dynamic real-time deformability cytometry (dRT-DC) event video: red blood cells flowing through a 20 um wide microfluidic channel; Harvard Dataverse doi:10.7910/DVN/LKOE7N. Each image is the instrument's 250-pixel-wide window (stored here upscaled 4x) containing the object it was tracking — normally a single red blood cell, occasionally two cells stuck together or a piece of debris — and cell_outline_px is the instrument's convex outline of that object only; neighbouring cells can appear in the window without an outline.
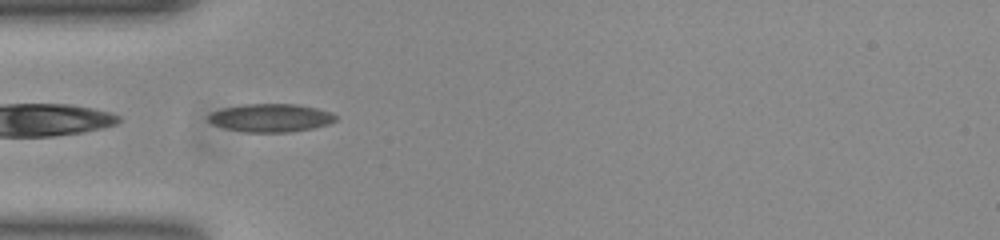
{"species": "common noctule bat (a hibernating species)", "species_latin": "Nyctalus noctula", "temperature_condition": "room temperature", "stored_images_in_passage": 36, "camera_frame_rate_fps": 3000, "um_per_image_px": 0.085, "animal": {"sex": "female", "body_mass_g": 23.0, "forearm_length_mm": 53.4}, "frame": {"image": 1, "passage_image": 1, "time_ms": 0.0, "image_size_px": [1000, 240], "cell_outline_px": [[336, 120], [328, 124], [312, 128], [288, 132], [244, 132], [224, 128], [212, 124], [208, 120], [208, 116], [212, 112], [224, 108], [244, 104], [296, 104], [316, 108], [332, 112], [336, 116]], "centroid_in_image_um": [23.0, 10.02], "position_along_channel_um": 62.0, "area_um2": 20.81}}
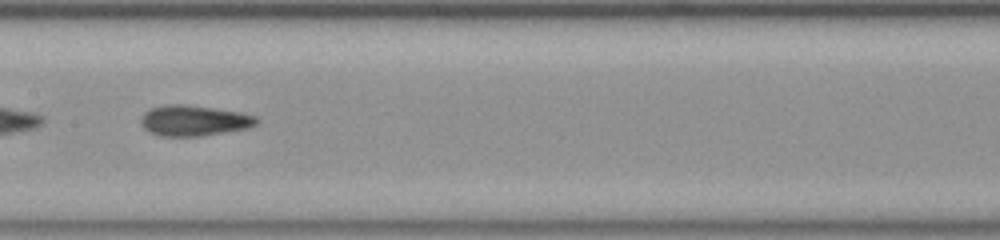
{"frame": {"image": 2, "passage_image": 11, "time_ms": 3.333, "image_size_px": [1000, 240], "cell_outline_px": [[260, 124], [248, 128], [200, 136], [160, 136], [148, 132], [140, 124], [140, 120], [144, 112], [152, 108], [164, 104], [184, 104], [240, 112], [256, 116], [260, 120]], "centroid_in_image_um": [16.49, 10.25], "position_along_channel_um": 190.9, "area_um2": 20.81}, "authors_computed_cell_mechanics": {"area_um2": 20.3456, "velocity_mm_per_s": 3.8929, "shape_relaxation_time_tau1_ms": 4.9297, "shape_relaxation_time_tau2_ms": 3.1249, "deformation_change_tau1": 0.1371, "deformation_change_tau2": 0.1216}}